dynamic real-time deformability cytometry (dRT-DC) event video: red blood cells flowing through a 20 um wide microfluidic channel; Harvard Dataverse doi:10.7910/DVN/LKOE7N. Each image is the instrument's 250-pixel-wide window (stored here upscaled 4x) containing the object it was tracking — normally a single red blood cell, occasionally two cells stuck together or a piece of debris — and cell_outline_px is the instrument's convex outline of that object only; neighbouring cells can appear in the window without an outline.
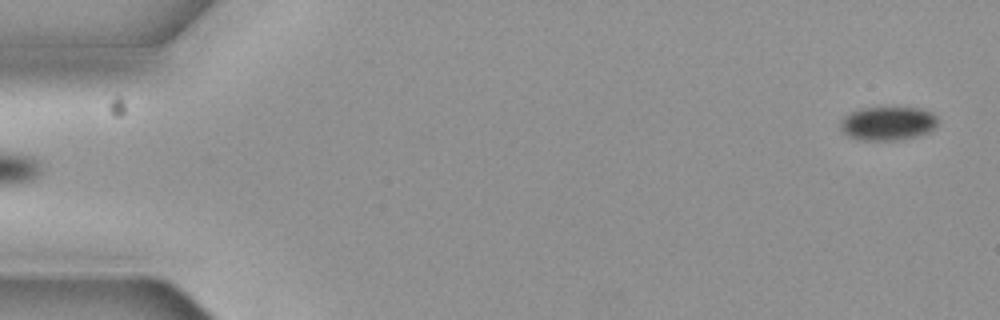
{"species": "common noctule bat (a hibernating species)", "species_latin": "Nyctalus noctula", "temperature_condition": "cold", "stored_images_in_passage": 4, "segment_of_instrument_passage": [2, 2], "camera_frame_rate_fps": 3000, "um_per_image_px": 0.085, "animal": {"sex": "female", "body_mass_g": 19.3, "forearm_length_mm": 54.1}, "frame": {"image": 1, "passage_image": 4, "time_ms": 1.0, "image_size_px": [1000, 320], "cell_outline_px": [[936, 124], [928, 132], [916, 136], [900, 140], [860, 140], [848, 136], [840, 128], [840, 120], [844, 116], [860, 108], [916, 108], [928, 112], [936, 116]], "centroid_in_image_um": [75.4, 10.5], "position_along_channel_um": 9.6, "area_um2": 18.84}}